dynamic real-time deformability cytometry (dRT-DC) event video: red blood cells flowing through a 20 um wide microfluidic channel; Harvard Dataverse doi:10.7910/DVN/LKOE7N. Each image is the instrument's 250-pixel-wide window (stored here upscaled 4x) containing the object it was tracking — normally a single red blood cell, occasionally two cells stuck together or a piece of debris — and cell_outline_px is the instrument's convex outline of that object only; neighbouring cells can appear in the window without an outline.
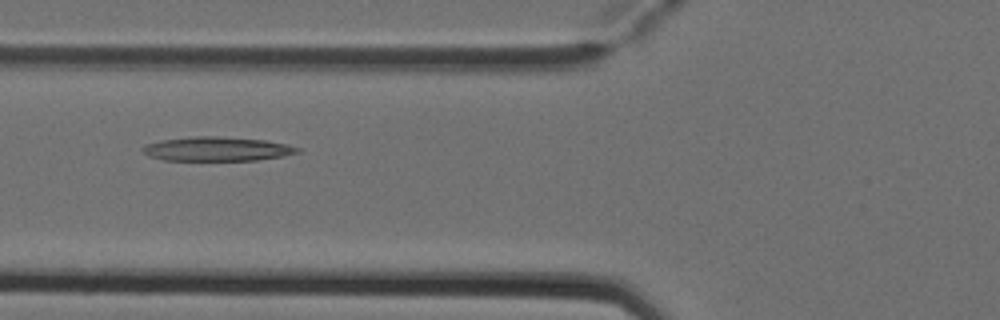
{"species": "Egyptian fruit bat (a non-hibernating species)", "species_latin": "Rousettus aegyptiacus", "temperature_condition": "cold", "stored_images_in_passage": 7, "camera_frame_rate_fps": 3000, "um_per_image_px": 0.085, "animal": {"sex": "female"}, "frame": {"image": 1, "passage_image": 5, "time_ms": 1.333, "image_size_px": [1000, 320], "cell_outline_px": [[300, 152], [284, 156], [256, 160], [164, 160], [148, 156], [140, 148], [144, 144], [160, 140], [196, 136], [216, 136], [264, 140], [288, 144], [300, 148]], "centroid_in_image_um": [18.43, 12.66], "position_along_channel_um": 107.4, "area_um2": 21.85}}
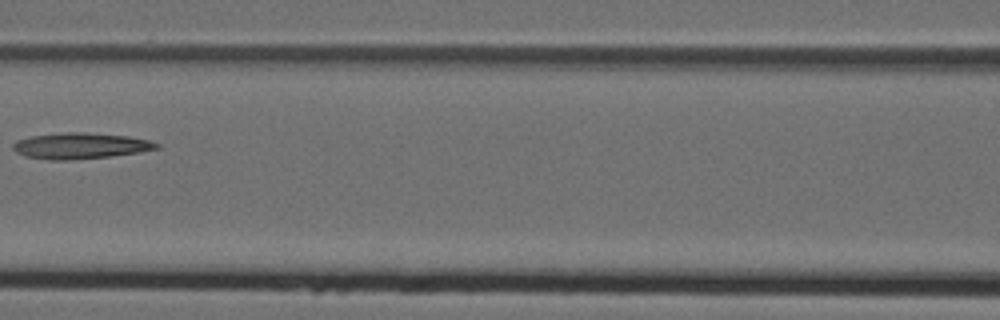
{"frame": {"image": 2, "passage_image": 6, "time_ms": 1.667, "image_size_px": [1000, 320], "cell_outline_px": [[160, 148], [140, 152], [112, 156], [68, 160], [48, 160], [24, 156], [16, 152], [12, 148], [12, 144], [16, 140], [32, 136], [64, 132], [88, 132], [128, 136], [148, 140], [160, 144]], "centroid_in_image_um": [6.82, 12.39], "position_along_channel_um": 159.8, "area_um2": 21.91}}
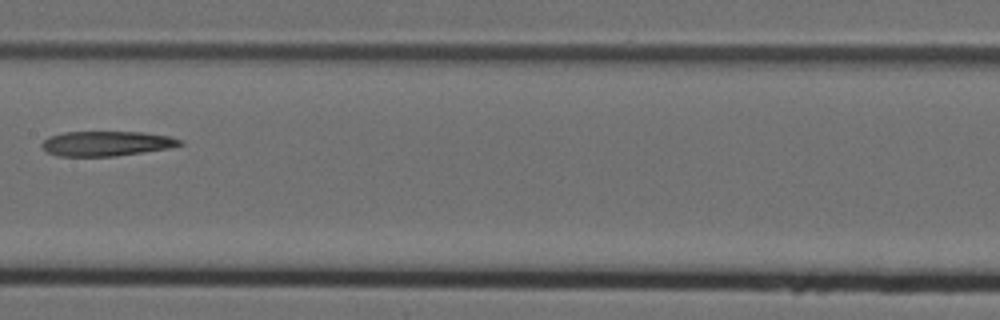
{"frame": {"image": 3, "passage_image": 7, "time_ms": 2.0, "image_size_px": [1000, 320], "cell_outline_px": [[184, 144], [168, 148], [116, 156], [56, 156], [44, 152], [40, 144], [48, 136], [64, 132], [140, 132], [168, 136], [184, 140]], "centroid_in_image_um": [9.0, 12.2], "position_along_channel_um": 198.4, "area_um2": 20.11}}